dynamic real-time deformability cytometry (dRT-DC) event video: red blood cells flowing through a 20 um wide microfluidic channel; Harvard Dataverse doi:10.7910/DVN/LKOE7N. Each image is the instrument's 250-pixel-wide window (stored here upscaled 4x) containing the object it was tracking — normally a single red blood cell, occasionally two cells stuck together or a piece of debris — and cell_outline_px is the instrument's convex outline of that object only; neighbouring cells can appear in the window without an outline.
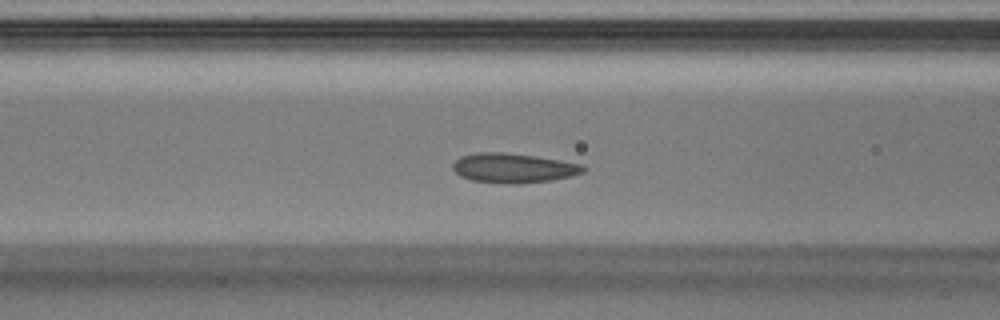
{"species": "Egyptian fruit bat (a non-hibernating species)", "species_latin": "Rousettus aegyptiacus", "temperature_condition": "warm", "stored_images_in_passage": 36, "camera_frame_rate_fps": 3000, "um_per_image_px": 0.085, "animal": {"sex": "male"}, "frame": {"image": 1, "passage_image": 11, "time_ms": 3.333, "image_size_px": [1000, 320], "cell_outline_px": [[588, 168], [584, 172], [572, 176], [552, 180], [520, 184], [508, 184], [472, 180], [460, 176], [452, 168], [452, 164], [460, 156], [480, 152], [504, 152], [560, 160], [580, 164]], "centroid_in_image_um": [43.64, 14.29], "position_along_channel_um": 123.0, "area_um2": 22.48}}
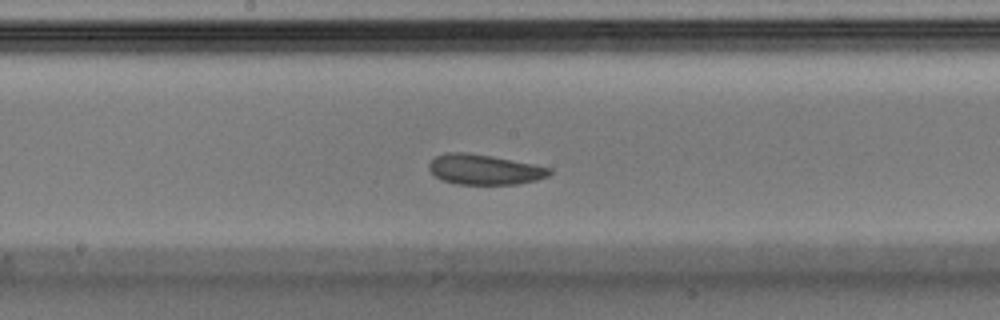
{"frame": {"image": 2, "passage_image": 16, "time_ms": 5.0, "image_size_px": [1000, 320], "cell_outline_px": [[552, 172], [548, 176], [536, 180], [516, 184], [456, 184], [444, 180], [436, 176], [428, 168], [428, 164], [436, 156], [444, 152], [464, 152], [492, 156], [536, 164], [552, 168]], "centroid_in_image_um": [41.2, 14.4], "position_along_channel_um": 207.0, "area_um2": 21.21}}